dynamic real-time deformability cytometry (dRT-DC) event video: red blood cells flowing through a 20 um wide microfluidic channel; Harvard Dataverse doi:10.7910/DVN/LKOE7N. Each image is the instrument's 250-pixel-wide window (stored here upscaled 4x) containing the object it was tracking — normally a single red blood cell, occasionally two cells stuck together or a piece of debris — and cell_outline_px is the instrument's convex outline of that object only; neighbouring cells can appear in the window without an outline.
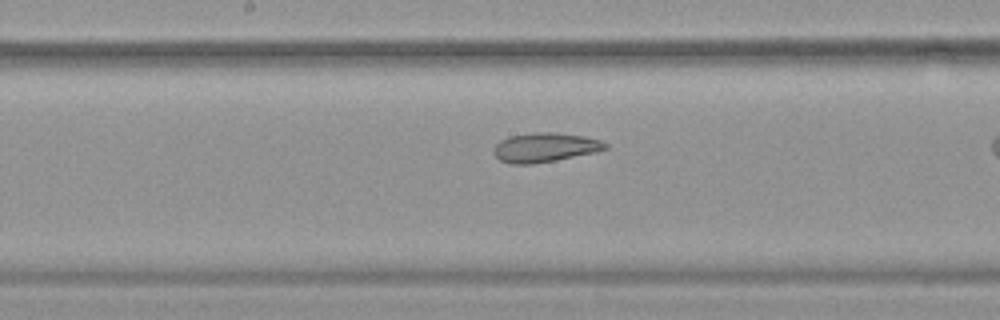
{"species": "common noctule bat (a hibernating species)", "species_latin": "Nyctalus noctula", "temperature_condition": "warm", "stored_images_in_passage": 37, "camera_frame_rate_fps": 3000, "um_per_image_px": 0.085, "animal": {"sex": "female", "body_mass_g": 19.9}, "frame": {"image": 1, "passage_image": 22, "time_ms": 7.0, "image_size_px": [1000, 320], "cell_outline_px": [[608, 148], [596, 152], [556, 160], [532, 164], [508, 164], [500, 160], [492, 152], [492, 148], [500, 140], [508, 136], [532, 132], [552, 132], [584, 136], [600, 140], [608, 144]], "centroid_in_image_um": [46.28, 12.53], "position_along_channel_um": 201.9, "area_um2": 19.25}}